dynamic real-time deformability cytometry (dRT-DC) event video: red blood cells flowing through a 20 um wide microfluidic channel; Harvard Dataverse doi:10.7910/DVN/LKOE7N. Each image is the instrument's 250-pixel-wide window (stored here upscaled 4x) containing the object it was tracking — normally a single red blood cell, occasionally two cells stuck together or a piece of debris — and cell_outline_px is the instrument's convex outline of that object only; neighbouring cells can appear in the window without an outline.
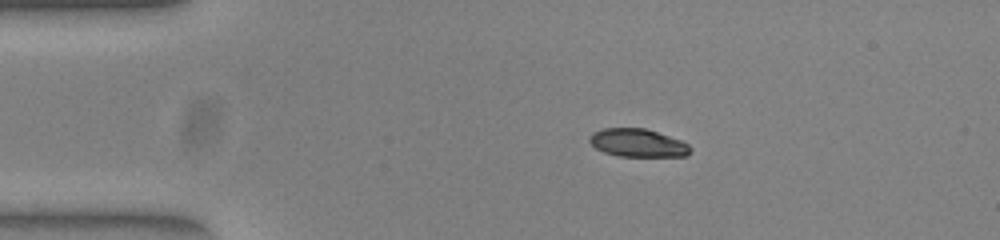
{"species": "common noctule bat (a hibernating species)", "species_latin": "Nyctalus noctula", "temperature_condition": "warm", "stored_images_in_passage": 43, "camera_frame_rate_fps": 3000, "um_per_image_px": 0.085, "animal": {"sex": "female", "body_mass_g": 23.0, "forearm_length_mm": 53.4}, "frame": {"image": 1, "passage_image": 1, "time_ms": 0.0, "image_size_px": [1000, 240], "cell_outline_px": [[692, 148], [688, 156], [620, 156], [604, 152], [596, 148], [588, 140], [588, 136], [592, 132], [604, 128], [644, 128], [680, 140], [688, 144]], "centroid_in_image_um": [54.19, 12.15], "position_along_channel_um": 30.8, "area_um2": 16.42}}
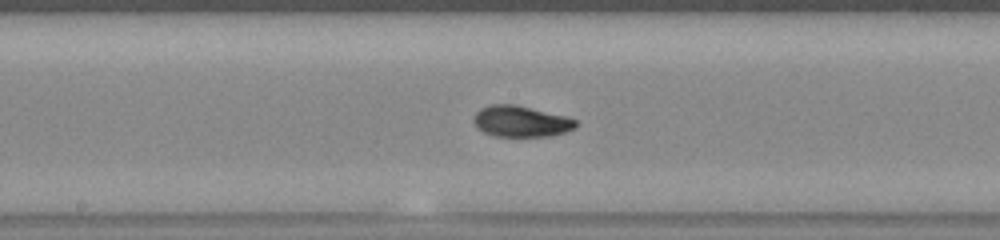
{"frame": {"image": 2, "passage_image": 18, "time_ms": 5.667, "image_size_px": [1000, 240], "cell_outline_px": [[576, 128], [552, 136], [492, 136], [476, 128], [472, 120], [476, 112], [480, 108], [492, 104], [516, 104], [564, 116], [576, 120]], "centroid_in_image_um": [44.23, 10.32], "position_along_channel_um": 204.0, "area_um2": 18.55}}
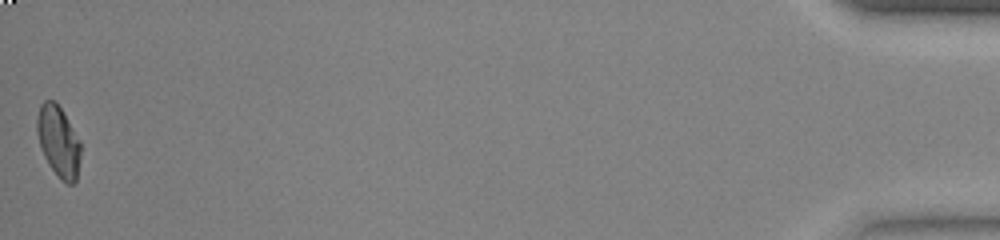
{"frame": {"image": 3, "passage_image": 43, "time_ms": 14.0, "image_size_px": [1000, 240], "cell_outline_px": [[80, 156], [76, 180], [72, 184], [68, 184], [60, 180], [48, 164], [44, 156], [36, 132], [36, 116], [40, 104], [44, 100], [52, 100], [64, 112], [80, 140]], "centroid_in_image_um": [4.95, 12.01], "position_along_channel_um": 430.2, "area_um2": 18.15}, "authors_computed_cell_mechanics": {"area_um2": 18.3226, "velocity_mm_per_s": 3.934, "shape_relaxation_time_tau1_ms": 3.6357, "shape_relaxation_time_tau2_ms": 1.2991, "deformation_change_tau1": 0.1786, "deformation_change_tau2": 0.0468}}